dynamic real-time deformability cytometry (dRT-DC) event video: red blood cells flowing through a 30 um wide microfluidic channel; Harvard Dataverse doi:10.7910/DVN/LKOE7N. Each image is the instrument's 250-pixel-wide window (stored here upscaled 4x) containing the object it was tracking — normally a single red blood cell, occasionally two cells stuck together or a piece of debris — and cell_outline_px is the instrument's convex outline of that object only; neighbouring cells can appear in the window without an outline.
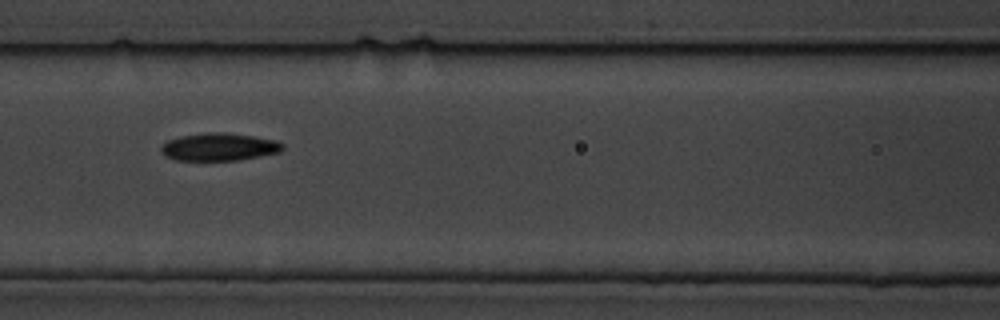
{"species": "common noctule bat (a hibernating species)", "species_latin": "Nyctalus noctula", "temperature_condition": "cold", "stored_images_in_passage": 9, "camera_frame_rate_fps": 3000, "um_per_image_px": 0.085, "animal": {"sex": "male", "body_mass_g": 19.5, "forearm_length_mm": 54.6}, "frame": {"image": 1, "passage_image": 8, "time_ms": 8.0, "image_size_px": [1000, 320], "cell_outline_px": [[284, 148], [280, 152], [240, 160], [176, 160], [164, 156], [160, 152], [160, 148], [168, 140], [180, 136], [204, 132], [224, 132], [252, 136], [276, 140], [284, 144]], "centroid_in_image_um": [18.62, 12.48], "position_along_channel_um": 148.0, "area_um2": 19.71}}
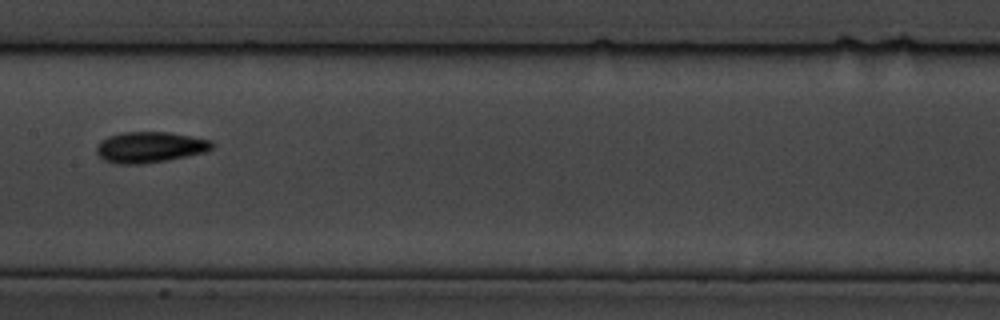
{"frame": {"image": 2, "passage_image": 9, "time_ms": 9.333, "image_size_px": [1000, 320], "cell_outline_px": [[212, 148], [204, 152], [164, 160], [140, 164], [116, 164], [104, 160], [96, 152], [96, 144], [100, 140], [108, 136], [120, 132], [168, 132], [192, 136], [212, 140]], "centroid_in_image_um": [12.68, 12.49], "position_along_channel_um": 194.7, "area_um2": 20.69}}